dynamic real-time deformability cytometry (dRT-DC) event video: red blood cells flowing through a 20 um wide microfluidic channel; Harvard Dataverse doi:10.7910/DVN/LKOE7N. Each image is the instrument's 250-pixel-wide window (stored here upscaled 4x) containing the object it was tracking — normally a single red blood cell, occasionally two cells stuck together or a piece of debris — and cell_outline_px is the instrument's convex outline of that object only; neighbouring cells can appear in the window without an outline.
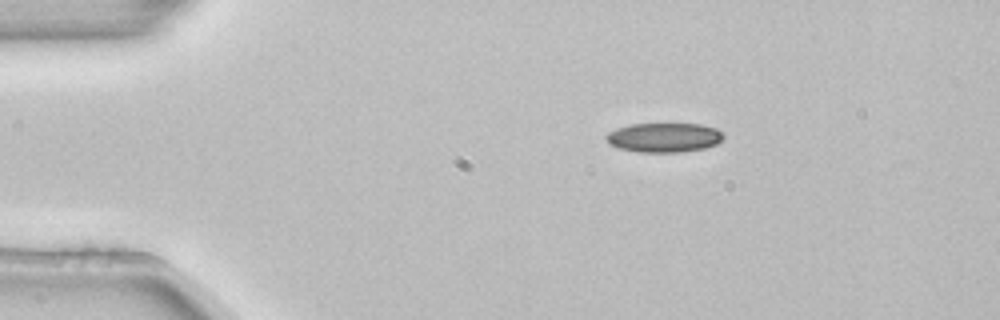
{"species": "common noctule bat (a hibernating species)", "species_latin": "Nyctalus noctula", "temperature_condition": "room temperature", "stored_images_in_passage": 2, "camera_frame_rate_fps": 3000, "um_per_image_px": 0.085, "animal": {"sex": "female", "body_mass_g": 22.7, "forearm_length_mm": 54.2}, "frame": {"image": 1, "passage_image": 1, "time_ms": 0.0, "image_size_px": [1000, 320], "cell_outline_px": [[724, 136], [716, 144], [704, 148], [680, 152], [636, 152], [620, 148], [608, 144], [604, 136], [608, 132], [616, 128], [632, 124], [700, 124], [716, 128]], "centroid_in_image_um": [56.39, 11.69], "position_along_channel_um": 28.6, "area_um2": 20.06}}